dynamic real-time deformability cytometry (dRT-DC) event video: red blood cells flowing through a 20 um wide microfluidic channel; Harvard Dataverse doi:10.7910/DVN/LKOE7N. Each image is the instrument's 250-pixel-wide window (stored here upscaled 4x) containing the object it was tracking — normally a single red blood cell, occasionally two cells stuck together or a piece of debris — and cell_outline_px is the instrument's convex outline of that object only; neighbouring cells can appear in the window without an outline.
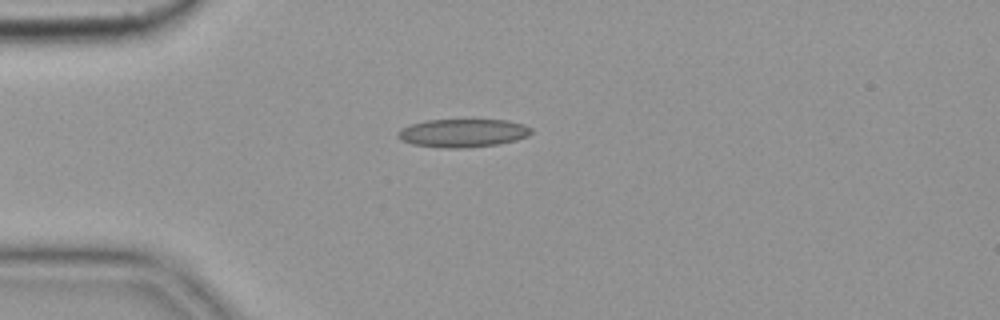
{"species": "common noctule bat (a hibernating species)", "species_latin": "Nyctalus noctula", "temperature_condition": "cold", "stored_images_in_passage": 6, "camera_frame_rate_fps": 3000, "um_per_image_px": 0.085, "animal": {"sex": "female", "body_mass_g": 19.9}, "frame": {"image": 1, "passage_image": 6, "time_ms": 1.667, "image_size_px": [1000, 320], "cell_outline_px": [[532, 132], [528, 136], [516, 140], [500, 144], [464, 148], [448, 148], [412, 144], [400, 140], [396, 136], [396, 132], [400, 128], [408, 124], [428, 120], [508, 120], [524, 124], [532, 128]], "centroid_in_image_um": [39.32, 11.3], "position_along_channel_um": 45.7, "area_um2": 22.2}}